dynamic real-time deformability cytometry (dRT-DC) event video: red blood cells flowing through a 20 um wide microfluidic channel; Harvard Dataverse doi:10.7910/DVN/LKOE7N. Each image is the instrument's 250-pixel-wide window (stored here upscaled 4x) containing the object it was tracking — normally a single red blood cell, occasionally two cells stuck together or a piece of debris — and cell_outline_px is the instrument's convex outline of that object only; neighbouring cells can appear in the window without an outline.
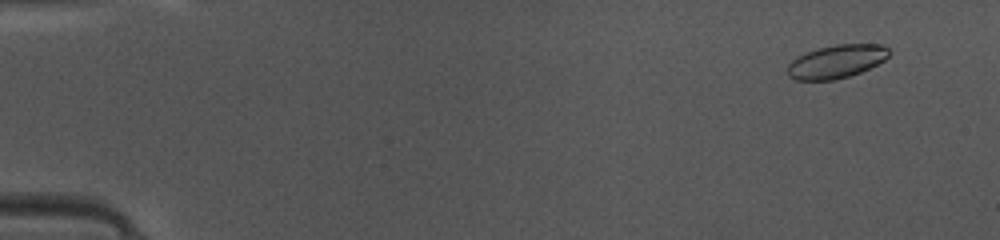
{"species": "common noctule bat (a hibernating species)", "species_latin": "Nyctalus noctula", "temperature_condition": "warm", "stored_images_in_passage": 49, "camera_frame_rate_fps": 3000, "um_per_image_px": 0.085, "animal": {"sex": "female", "body_mass_g": 10.0, "forearm_length_mm": 53.1}, "frame": {"image": 1, "passage_image": 4, "time_ms": 1.0, "image_size_px": [1000, 240], "cell_outline_px": [[892, 52], [884, 60], [860, 72], [836, 80], [796, 80], [788, 76], [788, 64], [796, 56], [816, 48], [836, 44], [884, 44]], "centroid_in_image_um": [71.09, 5.21], "position_along_channel_um": 13.9, "area_um2": 19.83}}
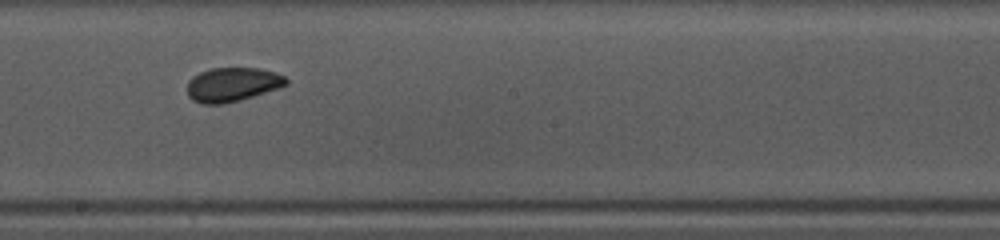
{"frame": {"image": 2, "passage_image": 28, "time_ms": 9.0, "image_size_px": [1000, 240], "cell_outline_px": [[288, 84], [280, 88], [240, 100], [224, 104], [200, 104], [192, 100], [188, 96], [188, 80], [192, 76], [208, 68], [260, 68], [276, 72], [284, 76], [288, 80]], "centroid_in_image_um": [19.75, 7.18], "position_along_channel_um": 228.4, "area_um2": 19.94}}
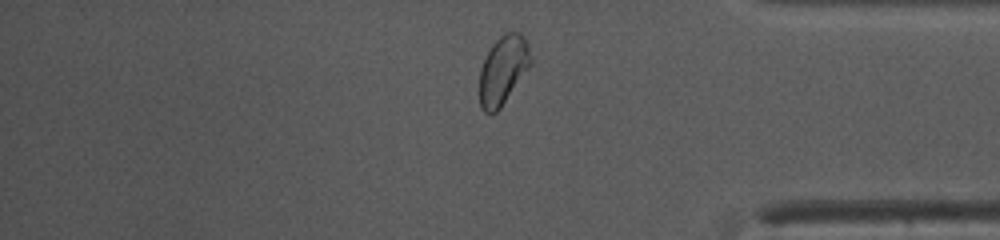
{"frame": {"image": 3, "passage_image": 41, "time_ms": 13.333, "image_size_px": [1000, 240], "cell_outline_px": [[532, 60], [528, 68], [500, 108], [496, 112], [484, 112], [480, 108], [480, 68], [492, 44], [500, 36], [508, 32], [520, 32], [524, 36], [528, 44], [532, 56]], "centroid_in_image_um": [42.76, 5.93], "position_along_channel_um": 392.4, "area_um2": 20.23}, "authors_computed_cell_mechanics": {"area_um2": 19.8254, "velocity_mm_per_s": 4.1424, "shape_relaxation_time_tau1_ms": 3.5162, "shape_relaxation_time_tau2_ms": 1.3686, "deformation_change_tau1": 0.1045, "deformation_change_tau2": 0.0519}}